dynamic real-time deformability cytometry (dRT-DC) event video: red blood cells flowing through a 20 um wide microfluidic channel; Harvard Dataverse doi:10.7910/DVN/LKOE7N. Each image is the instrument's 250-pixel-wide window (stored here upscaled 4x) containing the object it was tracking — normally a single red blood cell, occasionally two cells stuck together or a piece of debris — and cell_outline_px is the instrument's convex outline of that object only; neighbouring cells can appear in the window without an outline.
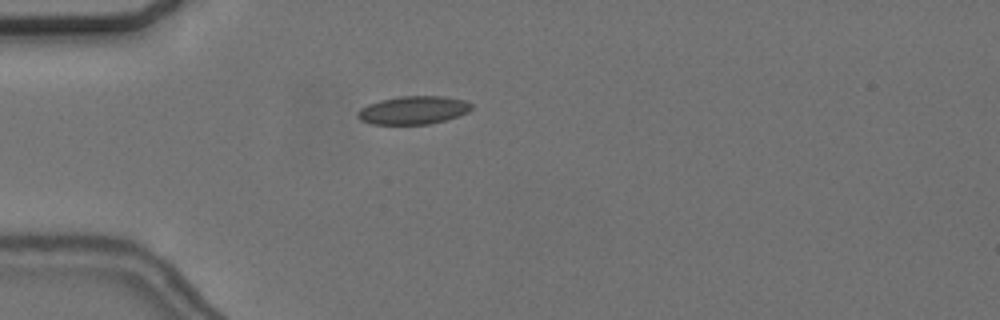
{"species": "common noctule bat (a hibernating species)", "species_latin": "Nyctalus noctula", "temperature_condition": "cold", "stored_images_in_passage": 57, "camera_frame_rate_fps": 3000, "um_per_image_px": 0.085, "animal": {"sex": "female", "body_mass_g": 24.6, "forearm_length_mm": 56.2}, "frame": {"image": 1, "passage_image": 17, "time_ms": 5.333, "image_size_px": [1000, 320], "cell_outline_px": [[472, 108], [468, 112], [444, 120], [428, 124], [372, 124], [360, 120], [356, 116], [356, 112], [360, 108], [368, 104], [380, 100], [400, 96], [440, 96], [464, 100], [472, 104]], "centroid_in_image_um": [35.08, 9.36], "position_along_channel_um": 49.9, "area_um2": 18.61}}
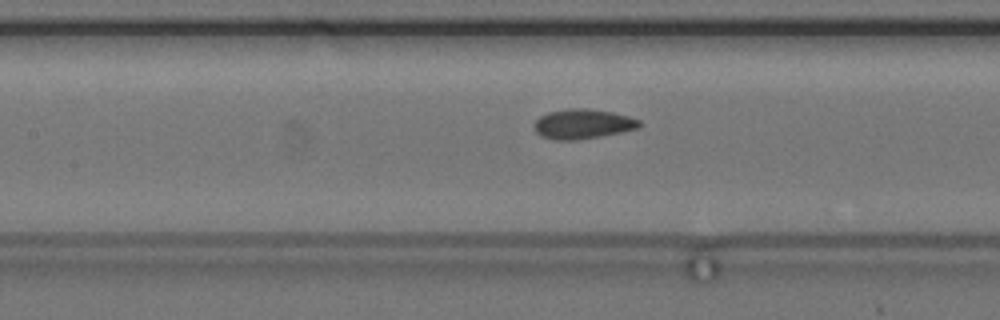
{"frame": {"image": 2, "passage_image": 27, "time_ms": 8.667, "image_size_px": [1000, 320], "cell_outline_px": [[640, 128], [580, 140], [552, 140], [540, 136], [536, 132], [532, 124], [540, 116], [548, 112], [568, 108], [584, 108], [612, 112], [628, 116], [640, 120]], "centroid_in_image_um": [49.49, 10.54], "position_along_channel_um": 157.9, "area_um2": 18.38}}
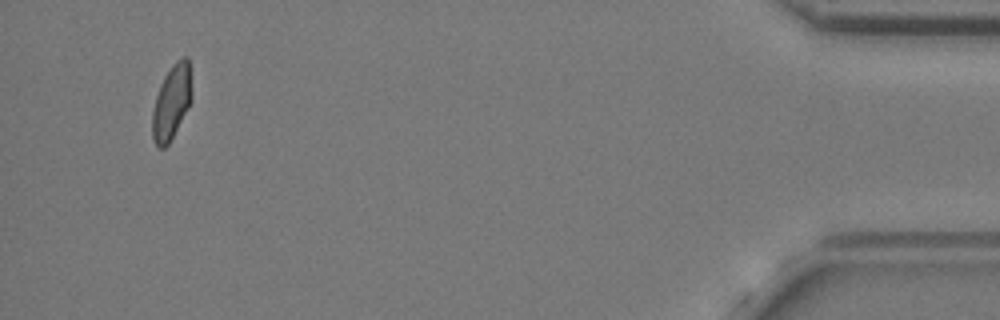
{"frame": {"image": 3, "passage_image": 55, "time_ms": 18.0, "image_size_px": [1000, 320], "cell_outline_px": [[192, 100], [188, 108], [168, 144], [164, 148], [156, 148], [152, 136], [152, 112], [156, 96], [160, 84], [164, 76], [172, 64], [176, 60], [184, 56], [188, 56], [192, 92]], "centroid_in_image_um": [14.58, 8.67], "position_along_channel_um": 420.6, "area_um2": 17.22}, "authors_computed_cell_mechanics": {"area_um2": 17.9758, "velocity_mm_per_s": 3.6337, "shape_relaxation_time_tau1_ms": 2.8884, "shape_relaxation_time_tau2_ms": 1.3825, "deformation_change_tau1": 0.0762, "deformation_change_tau2": 0.0415}}